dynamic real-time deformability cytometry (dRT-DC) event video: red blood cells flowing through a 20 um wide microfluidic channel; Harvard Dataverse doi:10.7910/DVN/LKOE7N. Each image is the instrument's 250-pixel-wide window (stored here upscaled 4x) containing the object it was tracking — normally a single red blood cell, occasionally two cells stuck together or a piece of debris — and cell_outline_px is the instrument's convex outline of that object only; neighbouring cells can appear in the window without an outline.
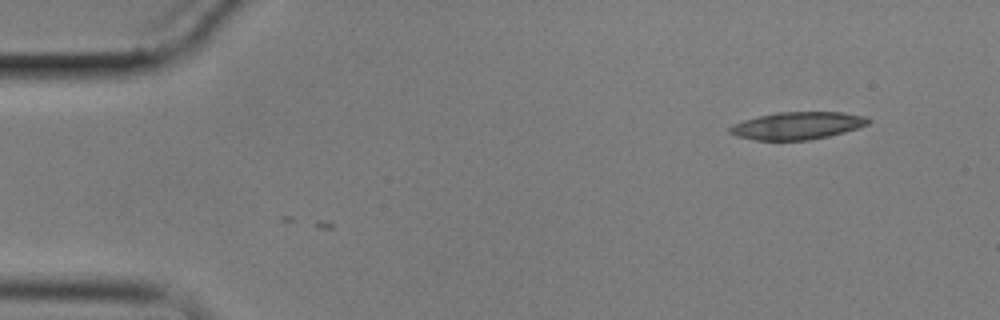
{"species": "common noctule bat (a hibernating species)", "species_latin": "Nyctalus noctula", "temperature_condition": "cold", "stored_images_in_passage": 2, "camera_frame_rate_fps": 3000, "um_per_image_px": 0.085, "animal": {"sex": "male", "body_mass_g": 17.9}, "frame": {"image": 1, "passage_image": 2, "time_ms": 1.0, "image_size_px": [1000, 320], "cell_outline_px": [[872, 120], [868, 124], [860, 128], [828, 136], [808, 140], [756, 140], [736, 136], [728, 132], [728, 128], [732, 124], [744, 120], [776, 112], [844, 112], [864, 116]], "centroid_in_image_um": [67.78, 10.68], "position_along_channel_um": 17.2, "area_um2": 22.2}}